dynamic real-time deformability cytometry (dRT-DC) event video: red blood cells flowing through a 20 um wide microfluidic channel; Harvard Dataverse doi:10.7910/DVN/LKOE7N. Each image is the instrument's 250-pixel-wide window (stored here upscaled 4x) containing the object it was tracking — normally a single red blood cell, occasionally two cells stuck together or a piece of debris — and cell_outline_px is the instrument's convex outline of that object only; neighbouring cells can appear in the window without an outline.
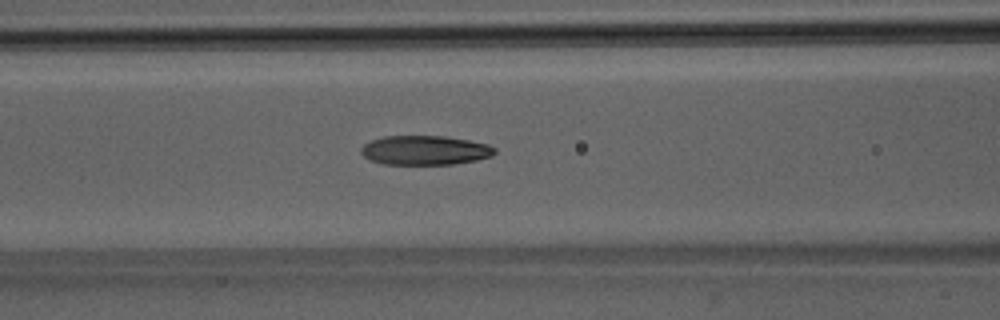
{"species": "Egyptian fruit bat (a non-hibernating species)", "species_latin": "Rousettus aegyptiacus", "temperature_condition": "room temperature", "stored_images_in_passage": 37, "camera_frame_rate_fps": 3000, "um_per_image_px": 0.085, "animal": {"sex": "male"}, "frame": {"image": 1, "passage_image": 14, "time_ms": 4.333, "image_size_px": [1000, 320], "cell_outline_px": [[496, 152], [492, 156], [476, 160], [452, 164], [384, 164], [372, 160], [364, 156], [360, 152], [360, 148], [364, 144], [372, 140], [384, 136], [444, 136], [468, 140], [488, 144], [496, 148]], "centroid_in_image_um": [36.13, 12.77], "position_along_channel_um": 130.5, "area_um2": 22.77}}
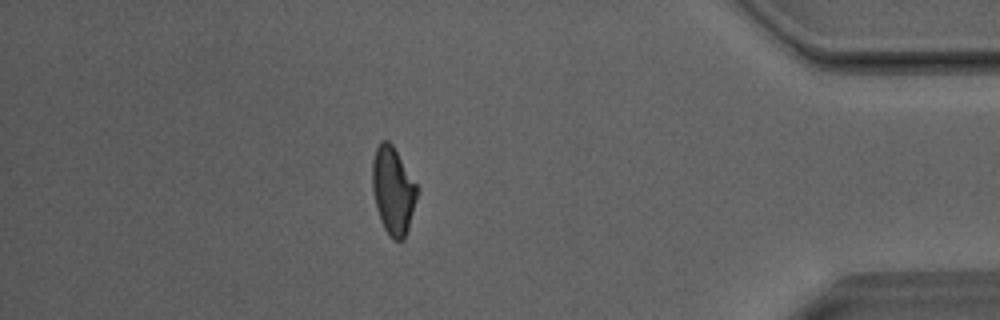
{"frame": {"image": 2, "passage_image": 37, "time_ms": 12.0, "image_size_px": [1000, 320], "cell_outline_px": [[420, 192], [404, 240], [392, 240], [384, 228], [380, 220], [372, 188], [372, 160], [376, 148], [380, 140], [388, 140], [392, 144], [416, 184]], "centroid_in_image_um": [33.42, 16.2], "position_along_channel_um": 401.8, "area_um2": 22.89}, "authors_computed_cell_mechanics": {"area_um2": 23.0622, "velocity_mm_per_s": 4.061, "shape_relaxation_time_tau1_ms": 6.5518, "shape_relaxation_time_tau2_ms": 2.6352, "deformation_change_tau1": 0.2081, "deformation_change_tau2": 0.1006}}